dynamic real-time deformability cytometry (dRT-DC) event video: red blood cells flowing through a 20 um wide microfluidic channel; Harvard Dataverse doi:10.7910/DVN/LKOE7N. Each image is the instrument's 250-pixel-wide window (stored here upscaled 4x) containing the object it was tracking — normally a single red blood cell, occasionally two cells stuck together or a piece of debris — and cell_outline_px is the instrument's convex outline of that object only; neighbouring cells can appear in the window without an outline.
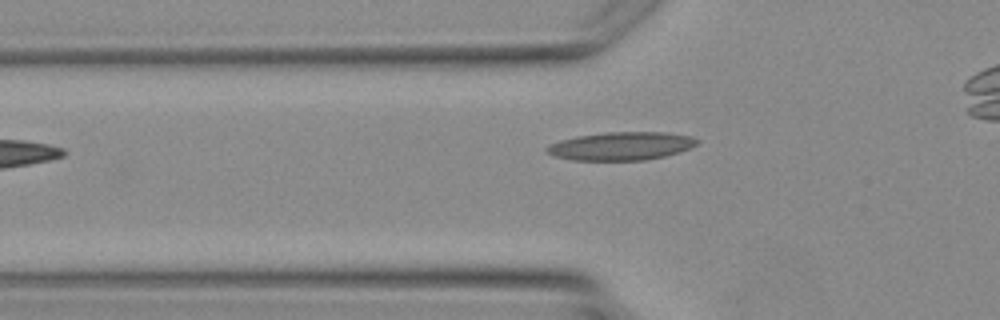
{"species": "Egyptian fruit bat (a non-hibernating species)", "species_latin": "Rousettus aegyptiacus", "temperature_condition": "warm", "stored_images_in_passage": 7, "camera_frame_rate_fps": 3000, "um_per_image_px": 0.085, "animal": {"sex": "female"}, "frame": {"image": 1, "passage_image": 5, "time_ms": 5.667, "image_size_px": [1000, 320], "cell_outline_px": [[700, 140], [696, 144], [680, 152], [664, 156], [644, 160], [572, 160], [552, 156], [544, 148], [548, 144], [560, 140], [576, 136], [604, 132], [664, 132], [692, 136]], "centroid_in_image_um": [52.76, 12.41], "position_along_channel_um": 73.0, "area_um2": 24.8}}